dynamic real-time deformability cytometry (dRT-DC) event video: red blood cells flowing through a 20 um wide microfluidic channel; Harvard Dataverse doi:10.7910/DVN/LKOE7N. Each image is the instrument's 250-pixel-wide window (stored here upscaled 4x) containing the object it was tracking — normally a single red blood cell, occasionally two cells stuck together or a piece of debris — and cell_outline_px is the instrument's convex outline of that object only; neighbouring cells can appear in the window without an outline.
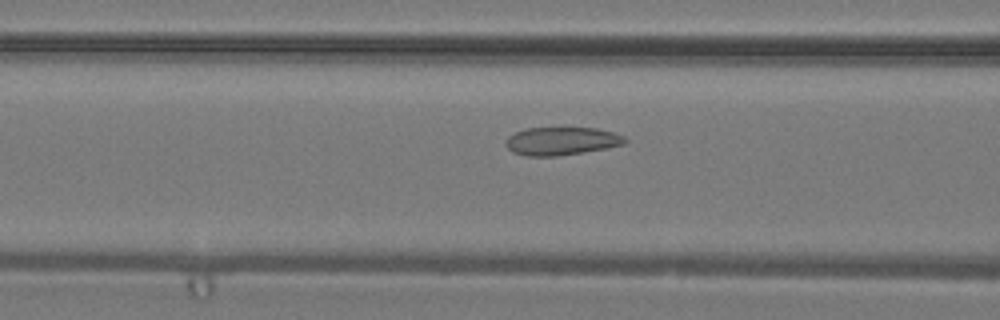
{"species": "common noctule bat (a hibernating species)", "species_latin": "Nyctalus noctula", "temperature_condition": "warm", "stored_images_in_passage": 42, "camera_frame_rate_fps": 3000, "um_per_image_px": 0.085, "animal": {"sex": "male", "body_mass_g": 19.2, "forearm_length_mm": 51.8}, "frame": {"image": 1, "passage_image": 18, "time_ms": 5.667, "image_size_px": [1000, 320], "cell_outline_px": [[628, 140], [624, 144], [584, 152], [556, 156], [528, 156], [512, 152], [504, 144], [504, 140], [508, 136], [516, 132], [528, 128], [564, 124], [596, 128], [612, 132], [624, 136]], "centroid_in_image_um": [47.7, 11.93], "position_along_channel_um": 118.9, "area_um2": 20.4}}
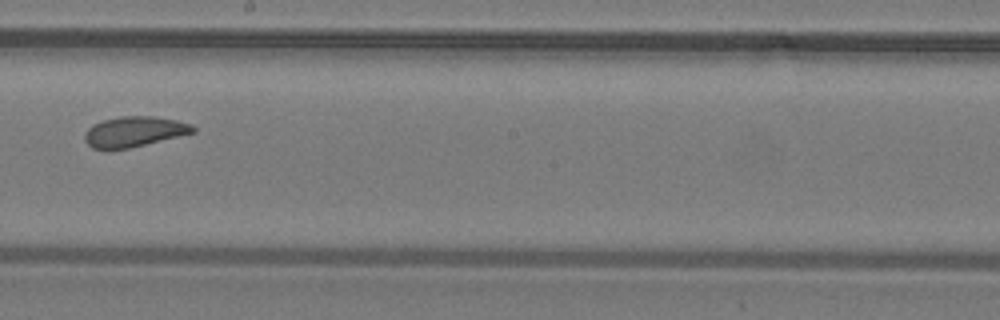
{"frame": {"image": 2, "passage_image": 25, "time_ms": 8.0, "image_size_px": [1000, 320], "cell_outline_px": [[196, 132], [128, 148], [92, 148], [84, 140], [84, 136], [88, 128], [92, 124], [104, 120], [120, 116], [152, 116], [176, 120], [192, 124], [196, 128]], "centroid_in_image_um": [11.42, 11.17], "position_along_channel_um": 236.8, "area_um2": 18.9}}
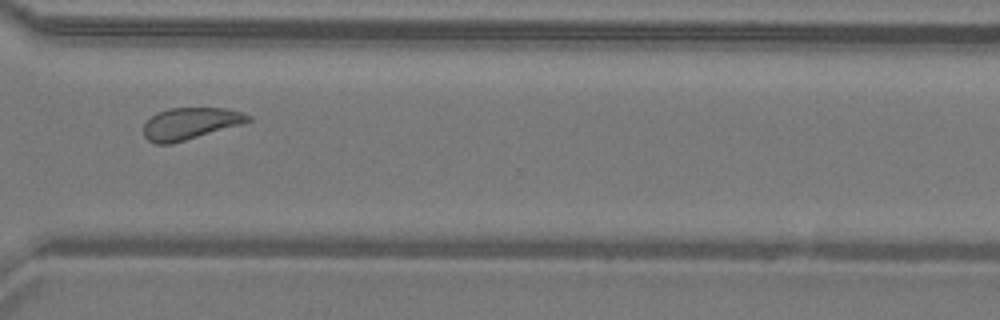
{"frame": {"image": 3, "passage_image": 32, "time_ms": 10.333, "image_size_px": [1000, 320], "cell_outline_px": [[252, 120], [244, 124], [172, 144], [156, 144], [148, 140], [144, 136], [144, 124], [156, 112], [168, 108], [224, 108], [244, 112], [252, 116]], "centroid_in_image_um": [16.21, 10.5], "position_along_channel_um": 354.4, "area_um2": 19.65}}